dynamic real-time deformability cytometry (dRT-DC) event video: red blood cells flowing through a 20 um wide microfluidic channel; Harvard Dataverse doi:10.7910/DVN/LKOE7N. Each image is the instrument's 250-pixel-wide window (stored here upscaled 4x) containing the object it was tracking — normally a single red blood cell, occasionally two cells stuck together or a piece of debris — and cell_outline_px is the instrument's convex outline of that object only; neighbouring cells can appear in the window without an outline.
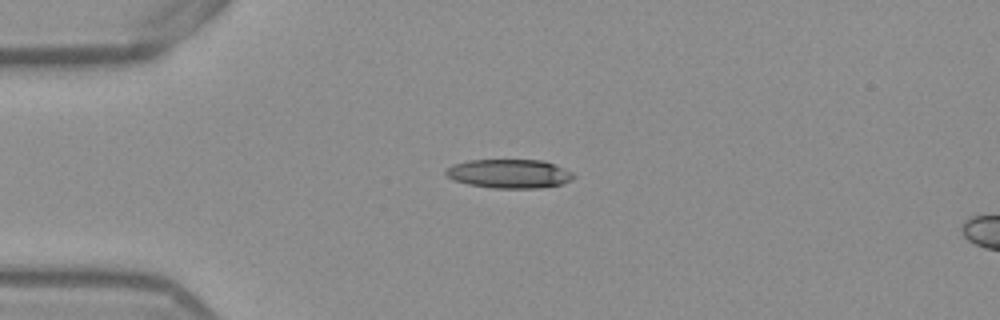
{"species": "Egyptian fruit bat (a non-hibernating species)", "species_latin": "Rousettus aegyptiacus", "temperature_condition": "warm", "stored_images_in_passage": 40, "camera_frame_rate_fps": 3000, "um_per_image_px": 0.085, "frame": {"image": 1, "passage_image": 1, "time_ms": 0.0, "image_size_px": [1000, 320], "cell_outline_px": [[576, 176], [572, 180], [560, 184], [540, 188], [492, 188], [468, 184], [452, 180], [444, 172], [452, 164], [468, 160], [544, 160], [564, 168], [572, 172]], "centroid_in_image_um": [43.29, 14.76], "position_along_channel_um": 41.7, "area_um2": 21.62}}
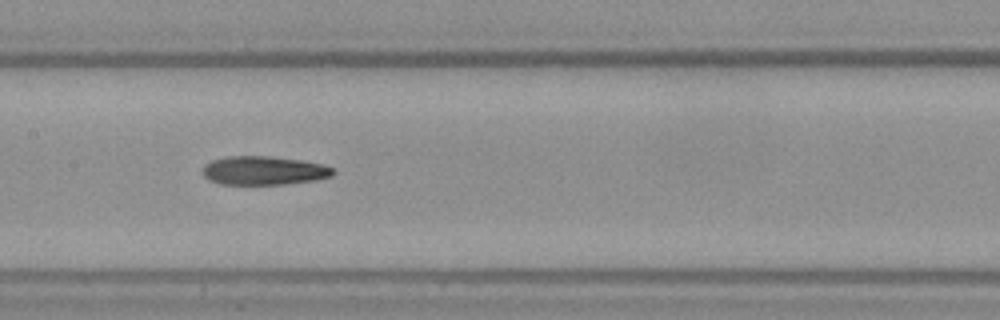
{"frame": {"image": 2, "passage_image": 14, "time_ms": 4.333, "image_size_px": [1000, 320], "cell_outline_px": [[336, 172], [332, 176], [316, 180], [284, 184], [220, 184], [208, 180], [200, 172], [204, 164], [212, 160], [228, 156], [268, 156], [300, 160], [324, 164], [332, 168]], "centroid_in_image_um": [22.4, 14.5], "position_along_channel_um": 185.0, "area_um2": 22.02}}
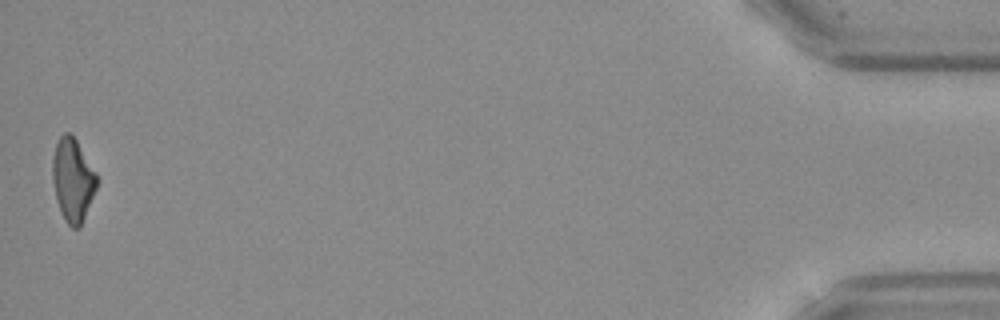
{"frame": {"image": 3, "passage_image": 40, "time_ms": 13.0, "image_size_px": [1000, 320], "cell_outline_px": [[100, 180], [80, 228], [72, 228], [64, 220], [60, 212], [56, 200], [52, 180], [52, 160], [56, 144], [60, 136], [64, 132], [68, 132], [76, 140], [96, 172]], "centroid_in_image_um": [6.19, 15.32], "position_along_channel_um": 429.0, "area_um2": 21.68}, "authors_computed_cell_mechanics": {"area_um2": 22.0218, "velocity_mm_per_s": 3.8938, "shape_relaxation_time_tau1_ms": null, "shape_relaxation_time_tau2_ms": 7.8274, "deformation_change_tau1": null, "deformation_change_tau2": 0.2173}}